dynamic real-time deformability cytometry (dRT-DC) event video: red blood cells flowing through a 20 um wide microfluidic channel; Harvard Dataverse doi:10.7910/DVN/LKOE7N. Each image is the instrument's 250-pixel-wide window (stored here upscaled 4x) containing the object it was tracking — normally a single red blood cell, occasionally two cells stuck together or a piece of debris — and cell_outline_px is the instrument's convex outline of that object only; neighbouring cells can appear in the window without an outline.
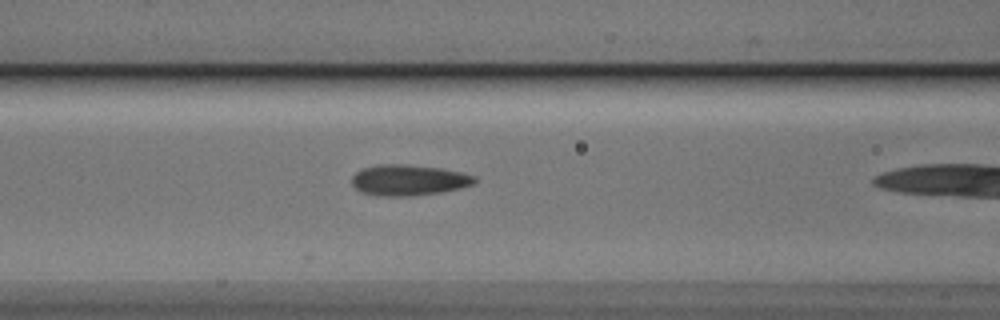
{"species": "Egyptian fruit bat (a non-hibernating species)", "species_latin": "Rousettus aegyptiacus", "temperature_condition": "cold", "stored_images_in_passage": 20, "camera_frame_rate_fps": 3000, "um_per_image_px": 0.085, "animal": {"sex": "male"}, "frame": {"image": 1, "passage_image": 19, "time_ms": 6.0, "image_size_px": [1000, 320], "cell_outline_px": [[476, 180], [472, 184], [460, 188], [444, 192], [408, 196], [384, 196], [360, 192], [352, 184], [352, 176], [356, 172], [364, 168], [376, 164], [408, 164], [440, 168], [464, 172], [476, 176]], "centroid_in_image_um": [34.75, 15.3], "position_along_channel_um": 131.9, "area_um2": 22.2}}